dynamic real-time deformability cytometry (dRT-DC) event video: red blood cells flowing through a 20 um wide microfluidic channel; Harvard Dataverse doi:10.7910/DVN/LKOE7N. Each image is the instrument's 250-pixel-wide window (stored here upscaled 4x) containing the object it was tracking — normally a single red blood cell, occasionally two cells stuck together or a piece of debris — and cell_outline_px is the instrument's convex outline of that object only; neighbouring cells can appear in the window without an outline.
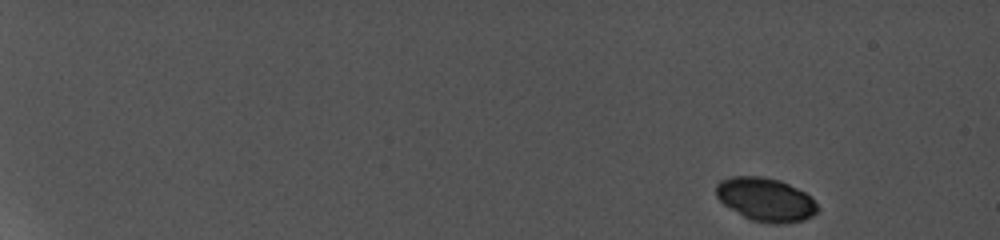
{"species": "common noctule bat (a hibernating species)", "species_latin": "Nyctalus noctula", "temperature_condition": "cold", "stored_images_in_passage": 5, "camera_frame_rate_fps": 5000, "um_per_image_px": 0.085, "animal": {"sex": "female", "body_mass_g": 19.0, "forearm_length_mm": 56.7}, "frame": {"image": 1, "passage_image": 1, "time_ms": 0.0, "image_size_px": [1000, 240], "cell_outline_px": [[820, 208], [812, 216], [804, 220], [784, 224], [772, 224], [752, 220], [744, 216], [724, 204], [716, 196], [716, 184], [720, 180], [736, 176], [756, 176], [776, 180], [788, 184], [804, 192]], "centroid_in_image_um": [65.07, 16.98], "position_along_channel_um": 19.9, "area_um2": 25.32}}
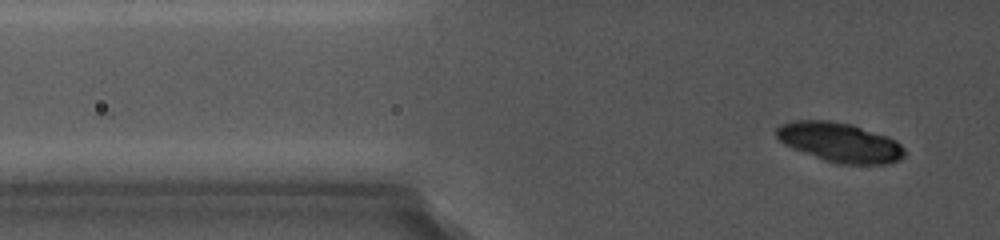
{"frame": {"image": 2, "passage_image": 5, "time_ms": 5.0, "image_size_px": [1000, 240], "cell_outline_px": [[904, 156], [900, 160], [888, 164], [836, 164], [824, 160], [792, 148], [784, 144], [776, 136], [776, 128], [784, 124], [800, 120], [824, 120], [848, 124], [896, 140], [900, 144], [904, 152]], "centroid_in_image_um": [71.37, 12.13], "position_along_channel_um": 54.4, "area_um2": 28.9}}